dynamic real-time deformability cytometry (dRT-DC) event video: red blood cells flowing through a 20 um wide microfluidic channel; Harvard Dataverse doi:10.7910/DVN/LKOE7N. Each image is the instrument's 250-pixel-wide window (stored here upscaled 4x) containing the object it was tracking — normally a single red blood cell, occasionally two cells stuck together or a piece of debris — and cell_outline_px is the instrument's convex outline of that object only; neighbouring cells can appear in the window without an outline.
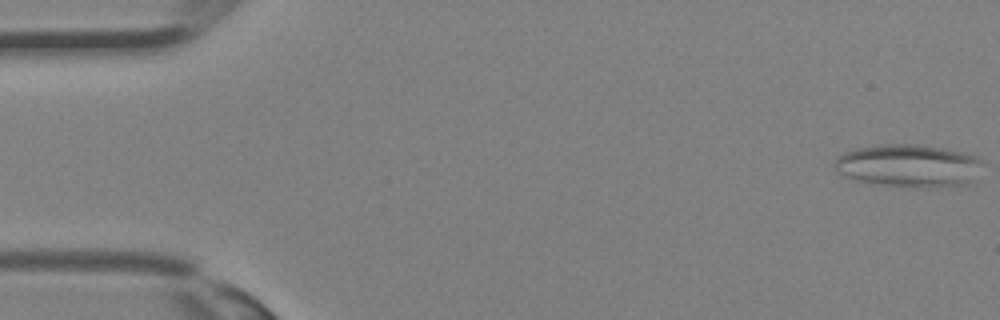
{"species": "Egyptian fruit bat (a non-hibernating species)", "species_latin": "Rousettus aegyptiacus", "temperature_condition": "room temperature", "stored_images_in_passage": 32, "camera_frame_rate_fps": 3000, "um_per_image_px": 0.085, "animal": {"sex": "female"}, "frame": {"image": 1, "passage_image": 1, "time_ms": 0.0, "image_size_px": [1000, 320], "cell_outline_px": [[980, 160], [972, 180], [968, 184], [924, 188], [912, 188], [880, 184], [860, 180], [836, 172], [836, 160], [844, 152], [856, 148], [880, 144], [916, 144], [944, 148], [976, 156]], "centroid_in_image_um": [77.21, 14.08], "position_along_channel_um": 7.8, "area_um2": 36.3}}
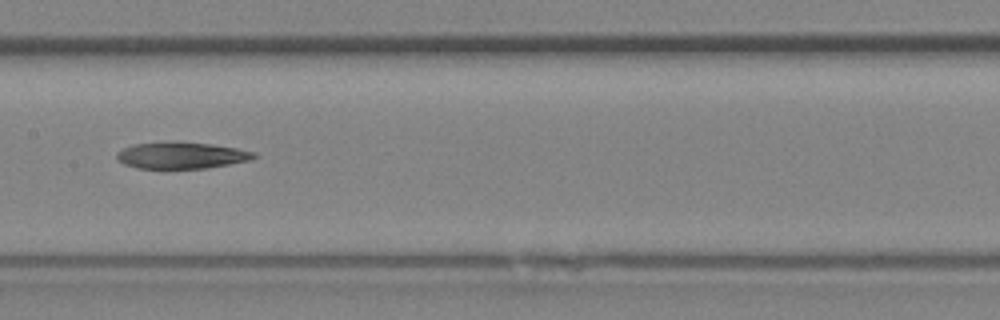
{"frame": {"image": 2, "passage_image": 18, "time_ms": 5.667, "image_size_px": [1000, 320], "cell_outline_px": [[256, 156], [248, 160], [228, 164], [204, 168], [136, 168], [124, 164], [116, 156], [116, 152], [132, 144], [172, 140], [212, 144], [236, 148], [256, 152]], "centroid_in_image_um": [15.38, 13.18], "position_along_channel_um": 192.0, "area_um2": 21.33}}
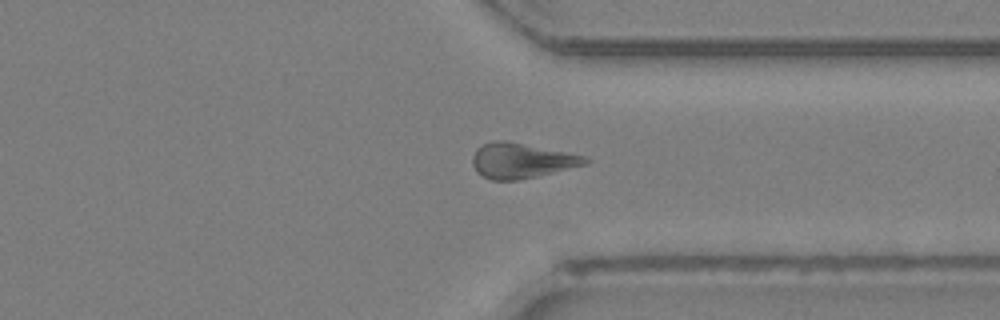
{"frame": {"image": 3, "passage_image": 27, "time_ms": 8.667, "image_size_px": [1000, 320], "cell_outline_px": [[592, 160], [588, 164], [520, 180], [492, 180], [476, 172], [472, 164], [472, 156], [476, 148], [492, 140], [504, 140], [584, 156]], "centroid_in_image_um": [44.3, 13.66], "position_along_channel_um": 367.1, "area_um2": 22.95}}